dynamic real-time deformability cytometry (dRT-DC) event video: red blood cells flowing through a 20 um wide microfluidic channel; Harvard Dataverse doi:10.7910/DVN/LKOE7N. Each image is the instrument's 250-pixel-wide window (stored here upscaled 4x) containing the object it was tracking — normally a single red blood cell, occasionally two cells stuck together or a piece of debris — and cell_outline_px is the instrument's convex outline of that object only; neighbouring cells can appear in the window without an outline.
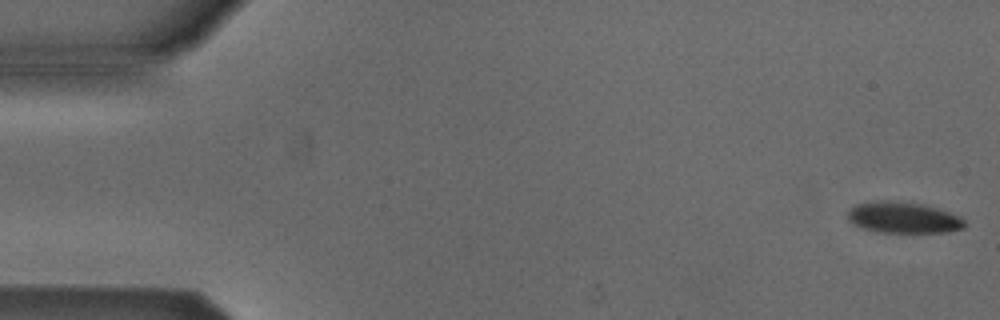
{"species": "Egyptian fruit bat (a non-hibernating species)", "species_latin": "Rousettus aegyptiacus", "temperature_condition": "cold", "stored_images_in_passage": 5, "camera_frame_rate_fps": 3000, "um_per_image_px": 0.085, "animal": {"sex": "male"}, "frame": {"image": 1, "passage_image": 1, "time_ms": 0.0, "image_size_px": [1000, 320], "cell_outline_px": [[968, 224], [964, 228], [948, 232], [880, 232], [864, 228], [848, 220], [848, 212], [856, 204], [880, 200], [888, 200], [928, 204], [940, 208], [960, 216]], "centroid_in_image_um": [76.86, 18.48], "position_along_channel_um": 8.1, "area_um2": 21.39}}
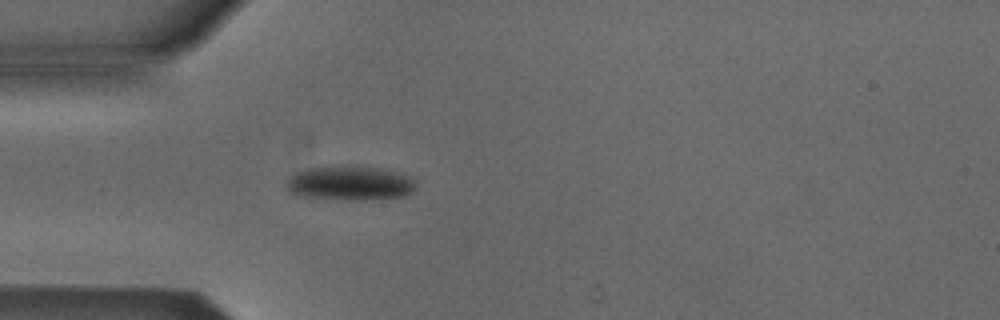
{"frame": {"image": 2, "passage_image": 5, "time_ms": 4.667, "image_size_px": [1000, 320], "cell_outline_px": [[416, 184], [404, 196], [364, 200], [348, 200], [304, 196], [288, 192], [284, 184], [288, 176], [296, 172], [308, 168], [344, 164], [356, 164], [380, 168], [400, 172], [416, 180]], "centroid_in_image_um": [29.7, 15.53], "position_along_channel_um": 55.3, "area_um2": 26.53}}